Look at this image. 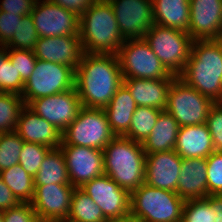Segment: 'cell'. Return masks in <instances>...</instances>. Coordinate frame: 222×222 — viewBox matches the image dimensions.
<instances>
[{
  "instance_id": "cell-1",
  "label": "cell",
  "mask_w": 222,
  "mask_h": 222,
  "mask_svg": "<svg viewBox=\"0 0 222 222\" xmlns=\"http://www.w3.org/2000/svg\"><path fill=\"white\" fill-rule=\"evenodd\" d=\"M122 84L117 55L83 54L75 70V89L82 107L104 109Z\"/></svg>"
},
{
  "instance_id": "cell-2",
  "label": "cell",
  "mask_w": 222,
  "mask_h": 222,
  "mask_svg": "<svg viewBox=\"0 0 222 222\" xmlns=\"http://www.w3.org/2000/svg\"><path fill=\"white\" fill-rule=\"evenodd\" d=\"M178 77L214 102H222V39L193 40L187 64Z\"/></svg>"
},
{
  "instance_id": "cell-3",
  "label": "cell",
  "mask_w": 222,
  "mask_h": 222,
  "mask_svg": "<svg viewBox=\"0 0 222 222\" xmlns=\"http://www.w3.org/2000/svg\"><path fill=\"white\" fill-rule=\"evenodd\" d=\"M84 53L117 55L125 42L108 0H95L79 17Z\"/></svg>"
},
{
  "instance_id": "cell-4",
  "label": "cell",
  "mask_w": 222,
  "mask_h": 222,
  "mask_svg": "<svg viewBox=\"0 0 222 222\" xmlns=\"http://www.w3.org/2000/svg\"><path fill=\"white\" fill-rule=\"evenodd\" d=\"M104 174L129 193L145 181L146 154L142 143L115 136L103 149Z\"/></svg>"
},
{
  "instance_id": "cell-5",
  "label": "cell",
  "mask_w": 222,
  "mask_h": 222,
  "mask_svg": "<svg viewBox=\"0 0 222 222\" xmlns=\"http://www.w3.org/2000/svg\"><path fill=\"white\" fill-rule=\"evenodd\" d=\"M184 203L176 192L144 183L130 193V215L140 222H181Z\"/></svg>"
},
{
  "instance_id": "cell-6",
  "label": "cell",
  "mask_w": 222,
  "mask_h": 222,
  "mask_svg": "<svg viewBox=\"0 0 222 222\" xmlns=\"http://www.w3.org/2000/svg\"><path fill=\"white\" fill-rule=\"evenodd\" d=\"M144 40L171 74L179 76L183 72L193 42L187 32L153 24Z\"/></svg>"
},
{
  "instance_id": "cell-7",
  "label": "cell",
  "mask_w": 222,
  "mask_h": 222,
  "mask_svg": "<svg viewBox=\"0 0 222 222\" xmlns=\"http://www.w3.org/2000/svg\"><path fill=\"white\" fill-rule=\"evenodd\" d=\"M115 136L104 109L82 107L75 120L62 133L61 145L103 150Z\"/></svg>"
},
{
  "instance_id": "cell-8",
  "label": "cell",
  "mask_w": 222,
  "mask_h": 222,
  "mask_svg": "<svg viewBox=\"0 0 222 222\" xmlns=\"http://www.w3.org/2000/svg\"><path fill=\"white\" fill-rule=\"evenodd\" d=\"M75 88V70L67 65L37 59L25 81L21 97L25 105L33 100Z\"/></svg>"
},
{
  "instance_id": "cell-9",
  "label": "cell",
  "mask_w": 222,
  "mask_h": 222,
  "mask_svg": "<svg viewBox=\"0 0 222 222\" xmlns=\"http://www.w3.org/2000/svg\"><path fill=\"white\" fill-rule=\"evenodd\" d=\"M215 102L187 85L178 76L171 83L165 111L182 126L206 123L210 108Z\"/></svg>"
},
{
  "instance_id": "cell-10",
  "label": "cell",
  "mask_w": 222,
  "mask_h": 222,
  "mask_svg": "<svg viewBox=\"0 0 222 222\" xmlns=\"http://www.w3.org/2000/svg\"><path fill=\"white\" fill-rule=\"evenodd\" d=\"M123 78H176L161 63L144 38L129 39L117 54Z\"/></svg>"
},
{
  "instance_id": "cell-11",
  "label": "cell",
  "mask_w": 222,
  "mask_h": 222,
  "mask_svg": "<svg viewBox=\"0 0 222 222\" xmlns=\"http://www.w3.org/2000/svg\"><path fill=\"white\" fill-rule=\"evenodd\" d=\"M30 15L39 38L79 35V16L49 0H37Z\"/></svg>"
},
{
  "instance_id": "cell-12",
  "label": "cell",
  "mask_w": 222,
  "mask_h": 222,
  "mask_svg": "<svg viewBox=\"0 0 222 222\" xmlns=\"http://www.w3.org/2000/svg\"><path fill=\"white\" fill-rule=\"evenodd\" d=\"M80 188L102 209L107 220L130 216V193L108 175L96 177Z\"/></svg>"
},
{
  "instance_id": "cell-13",
  "label": "cell",
  "mask_w": 222,
  "mask_h": 222,
  "mask_svg": "<svg viewBox=\"0 0 222 222\" xmlns=\"http://www.w3.org/2000/svg\"><path fill=\"white\" fill-rule=\"evenodd\" d=\"M124 40L144 38L154 24L152 0H108Z\"/></svg>"
},
{
  "instance_id": "cell-14",
  "label": "cell",
  "mask_w": 222,
  "mask_h": 222,
  "mask_svg": "<svg viewBox=\"0 0 222 222\" xmlns=\"http://www.w3.org/2000/svg\"><path fill=\"white\" fill-rule=\"evenodd\" d=\"M28 107L62 133L75 120L82 104L75 88L33 100Z\"/></svg>"
},
{
  "instance_id": "cell-15",
  "label": "cell",
  "mask_w": 222,
  "mask_h": 222,
  "mask_svg": "<svg viewBox=\"0 0 222 222\" xmlns=\"http://www.w3.org/2000/svg\"><path fill=\"white\" fill-rule=\"evenodd\" d=\"M70 184L75 188L104 174L103 150L75 145H60Z\"/></svg>"
},
{
  "instance_id": "cell-16",
  "label": "cell",
  "mask_w": 222,
  "mask_h": 222,
  "mask_svg": "<svg viewBox=\"0 0 222 222\" xmlns=\"http://www.w3.org/2000/svg\"><path fill=\"white\" fill-rule=\"evenodd\" d=\"M188 34L193 40L222 39V0H189Z\"/></svg>"
},
{
  "instance_id": "cell-17",
  "label": "cell",
  "mask_w": 222,
  "mask_h": 222,
  "mask_svg": "<svg viewBox=\"0 0 222 222\" xmlns=\"http://www.w3.org/2000/svg\"><path fill=\"white\" fill-rule=\"evenodd\" d=\"M181 164L182 158L175 150L146 154L144 183L177 193Z\"/></svg>"
},
{
  "instance_id": "cell-18",
  "label": "cell",
  "mask_w": 222,
  "mask_h": 222,
  "mask_svg": "<svg viewBox=\"0 0 222 222\" xmlns=\"http://www.w3.org/2000/svg\"><path fill=\"white\" fill-rule=\"evenodd\" d=\"M74 189L71 184L34 186L30 204L37 216L66 221Z\"/></svg>"
},
{
  "instance_id": "cell-19",
  "label": "cell",
  "mask_w": 222,
  "mask_h": 222,
  "mask_svg": "<svg viewBox=\"0 0 222 222\" xmlns=\"http://www.w3.org/2000/svg\"><path fill=\"white\" fill-rule=\"evenodd\" d=\"M33 52L37 59L67 65L74 70L84 54L79 35L40 37Z\"/></svg>"
},
{
  "instance_id": "cell-20",
  "label": "cell",
  "mask_w": 222,
  "mask_h": 222,
  "mask_svg": "<svg viewBox=\"0 0 222 222\" xmlns=\"http://www.w3.org/2000/svg\"><path fill=\"white\" fill-rule=\"evenodd\" d=\"M15 132L24 142L41 144L51 149L60 148L62 143V132L27 105L21 110Z\"/></svg>"
},
{
  "instance_id": "cell-21",
  "label": "cell",
  "mask_w": 222,
  "mask_h": 222,
  "mask_svg": "<svg viewBox=\"0 0 222 222\" xmlns=\"http://www.w3.org/2000/svg\"><path fill=\"white\" fill-rule=\"evenodd\" d=\"M175 78L137 79L123 78L137 106L157 108L162 111L167 106L168 90Z\"/></svg>"
},
{
  "instance_id": "cell-22",
  "label": "cell",
  "mask_w": 222,
  "mask_h": 222,
  "mask_svg": "<svg viewBox=\"0 0 222 222\" xmlns=\"http://www.w3.org/2000/svg\"><path fill=\"white\" fill-rule=\"evenodd\" d=\"M206 171V158L182 159L177 194L184 201L207 197Z\"/></svg>"
},
{
  "instance_id": "cell-23",
  "label": "cell",
  "mask_w": 222,
  "mask_h": 222,
  "mask_svg": "<svg viewBox=\"0 0 222 222\" xmlns=\"http://www.w3.org/2000/svg\"><path fill=\"white\" fill-rule=\"evenodd\" d=\"M174 150L182 158H207L215 151L206 123L179 128Z\"/></svg>"
},
{
  "instance_id": "cell-24",
  "label": "cell",
  "mask_w": 222,
  "mask_h": 222,
  "mask_svg": "<svg viewBox=\"0 0 222 222\" xmlns=\"http://www.w3.org/2000/svg\"><path fill=\"white\" fill-rule=\"evenodd\" d=\"M136 109L134 98L128 88L122 84L104 108L111 131L116 136H123L129 130Z\"/></svg>"
},
{
  "instance_id": "cell-25",
  "label": "cell",
  "mask_w": 222,
  "mask_h": 222,
  "mask_svg": "<svg viewBox=\"0 0 222 222\" xmlns=\"http://www.w3.org/2000/svg\"><path fill=\"white\" fill-rule=\"evenodd\" d=\"M154 24L188 32L189 0H152Z\"/></svg>"
},
{
  "instance_id": "cell-26",
  "label": "cell",
  "mask_w": 222,
  "mask_h": 222,
  "mask_svg": "<svg viewBox=\"0 0 222 222\" xmlns=\"http://www.w3.org/2000/svg\"><path fill=\"white\" fill-rule=\"evenodd\" d=\"M179 128L173 116L162 111L150 135L142 143L145 154L174 150Z\"/></svg>"
},
{
  "instance_id": "cell-27",
  "label": "cell",
  "mask_w": 222,
  "mask_h": 222,
  "mask_svg": "<svg viewBox=\"0 0 222 222\" xmlns=\"http://www.w3.org/2000/svg\"><path fill=\"white\" fill-rule=\"evenodd\" d=\"M181 222H222V195L185 201Z\"/></svg>"
},
{
  "instance_id": "cell-28",
  "label": "cell",
  "mask_w": 222,
  "mask_h": 222,
  "mask_svg": "<svg viewBox=\"0 0 222 222\" xmlns=\"http://www.w3.org/2000/svg\"><path fill=\"white\" fill-rule=\"evenodd\" d=\"M70 184L66 161L61 148L51 149L34 176V186Z\"/></svg>"
},
{
  "instance_id": "cell-29",
  "label": "cell",
  "mask_w": 222,
  "mask_h": 222,
  "mask_svg": "<svg viewBox=\"0 0 222 222\" xmlns=\"http://www.w3.org/2000/svg\"><path fill=\"white\" fill-rule=\"evenodd\" d=\"M65 222H108L102 209L81 188H75Z\"/></svg>"
},
{
  "instance_id": "cell-30",
  "label": "cell",
  "mask_w": 222,
  "mask_h": 222,
  "mask_svg": "<svg viewBox=\"0 0 222 222\" xmlns=\"http://www.w3.org/2000/svg\"><path fill=\"white\" fill-rule=\"evenodd\" d=\"M0 176L20 203H30L34 196V177L18 163L2 170Z\"/></svg>"
},
{
  "instance_id": "cell-31",
  "label": "cell",
  "mask_w": 222,
  "mask_h": 222,
  "mask_svg": "<svg viewBox=\"0 0 222 222\" xmlns=\"http://www.w3.org/2000/svg\"><path fill=\"white\" fill-rule=\"evenodd\" d=\"M161 112L162 110L157 108L137 106L132 115L129 130L123 136L135 142L143 143L150 135Z\"/></svg>"
},
{
  "instance_id": "cell-32",
  "label": "cell",
  "mask_w": 222,
  "mask_h": 222,
  "mask_svg": "<svg viewBox=\"0 0 222 222\" xmlns=\"http://www.w3.org/2000/svg\"><path fill=\"white\" fill-rule=\"evenodd\" d=\"M25 102L21 95L0 92V134L15 131Z\"/></svg>"
},
{
  "instance_id": "cell-33",
  "label": "cell",
  "mask_w": 222,
  "mask_h": 222,
  "mask_svg": "<svg viewBox=\"0 0 222 222\" xmlns=\"http://www.w3.org/2000/svg\"><path fill=\"white\" fill-rule=\"evenodd\" d=\"M23 143L15 131L0 134V172L19 163Z\"/></svg>"
},
{
  "instance_id": "cell-34",
  "label": "cell",
  "mask_w": 222,
  "mask_h": 222,
  "mask_svg": "<svg viewBox=\"0 0 222 222\" xmlns=\"http://www.w3.org/2000/svg\"><path fill=\"white\" fill-rule=\"evenodd\" d=\"M39 35L35 28L32 16H23V19L18 24L15 34L11 41L5 46L7 49H23L33 51Z\"/></svg>"
},
{
  "instance_id": "cell-35",
  "label": "cell",
  "mask_w": 222,
  "mask_h": 222,
  "mask_svg": "<svg viewBox=\"0 0 222 222\" xmlns=\"http://www.w3.org/2000/svg\"><path fill=\"white\" fill-rule=\"evenodd\" d=\"M50 150L51 148L41 144L24 142L19 157V164L28 174L34 177L44 157Z\"/></svg>"
},
{
  "instance_id": "cell-36",
  "label": "cell",
  "mask_w": 222,
  "mask_h": 222,
  "mask_svg": "<svg viewBox=\"0 0 222 222\" xmlns=\"http://www.w3.org/2000/svg\"><path fill=\"white\" fill-rule=\"evenodd\" d=\"M207 196L222 195V152L214 151L207 158Z\"/></svg>"
},
{
  "instance_id": "cell-37",
  "label": "cell",
  "mask_w": 222,
  "mask_h": 222,
  "mask_svg": "<svg viewBox=\"0 0 222 222\" xmlns=\"http://www.w3.org/2000/svg\"><path fill=\"white\" fill-rule=\"evenodd\" d=\"M25 82L7 57L1 65L0 92L22 95Z\"/></svg>"
},
{
  "instance_id": "cell-38",
  "label": "cell",
  "mask_w": 222,
  "mask_h": 222,
  "mask_svg": "<svg viewBox=\"0 0 222 222\" xmlns=\"http://www.w3.org/2000/svg\"><path fill=\"white\" fill-rule=\"evenodd\" d=\"M7 57L25 82L35 69L37 58L31 50L7 49Z\"/></svg>"
},
{
  "instance_id": "cell-39",
  "label": "cell",
  "mask_w": 222,
  "mask_h": 222,
  "mask_svg": "<svg viewBox=\"0 0 222 222\" xmlns=\"http://www.w3.org/2000/svg\"><path fill=\"white\" fill-rule=\"evenodd\" d=\"M206 125L212 136L215 151L222 152V102H215L210 108Z\"/></svg>"
},
{
  "instance_id": "cell-40",
  "label": "cell",
  "mask_w": 222,
  "mask_h": 222,
  "mask_svg": "<svg viewBox=\"0 0 222 222\" xmlns=\"http://www.w3.org/2000/svg\"><path fill=\"white\" fill-rule=\"evenodd\" d=\"M23 16L0 11V45L6 46L15 34Z\"/></svg>"
},
{
  "instance_id": "cell-41",
  "label": "cell",
  "mask_w": 222,
  "mask_h": 222,
  "mask_svg": "<svg viewBox=\"0 0 222 222\" xmlns=\"http://www.w3.org/2000/svg\"><path fill=\"white\" fill-rule=\"evenodd\" d=\"M3 222H33L37 216L30 203H19L16 207L2 211Z\"/></svg>"
},
{
  "instance_id": "cell-42",
  "label": "cell",
  "mask_w": 222,
  "mask_h": 222,
  "mask_svg": "<svg viewBox=\"0 0 222 222\" xmlns=\"http://www.w3.org/2000/svg\"><path fill=\"white\" fill-rule=\"evenodd\" d=\"M37 0H2L0 1V11L17 14L18 16L29 15Z\"/></svg>"
},
{
  "instance_id": "cell-43",
  "label": "cell",
  "mask_w": 222,
  "mask_h": 222,
  "mask_svg": "<svg viewBox=\"0 0 222 222\" xmlns=\"http://www.w3.org/2000/svg\"><path fill=\"white\" fill-rule=\"evenodd\" d=\"M52 3L58 4L69 11L74 12L79 17L95 0H49Z\"/></svg>"
},
{
  "instance_id": "cell-44",
  "label": "cell",
  "mask_w": 222,
  "mask_h": 222,
  "mask_svg": "<svg viewBox=\"0 0 222 222\" xmlns=\"http://www.w3.org/2000/svg\"><path fill=\"white\" fill-rule=\"evenodd\" d=\"M20 202L13 195L10 188L3 182L0 176V211L16 207Z\"/></svg>"
},
{
  "instance_id": "cell-45",
  "label": "cell",
  "mask_w": 222,
  "mask_h": 222,
  "mask_svg": "<svg viewBox=\"0 0 222 222\" xmlns=\"http://www.w3.org/2000/svg\"><path fill=\"white\" fill-rule=\"evenodd\" d=\"M108 222H140V221L130 215L125 218L111 219V220H108Z\"/></svg>"
},
{
  "instance_id": "cell-46",
  "label": "cell",
  "mask_w": 222,
  "mask_h": 222,
  "mask_svg": "<svg viewBox=\"0 0 222 222\" xmlns=\"http://www.w3.org/2000/svg\"><path fill=\"white\" fill-rule=\"evenodd\" d=\"M7 58V48L3 45H0V72L1 65H3V61Z\"/></svg>"
},
{
  "instance_id": "cell-47",
  "label": "cell",
  "mask_w": 222,
  "mask_h": 222,
  "mask_svg": "<svg viewBox=\"0 0 222 222\" xmlns=\"http://www.w3.org/2000/svg\"><path fill=\"white\" fill-rule=\"evenodd\" d=\"M33 222H65V221L36 216Z\"/></svg>"
},
{
  "instance_id": "cell-48",
  "label": "cell",
  "mask_w": 222,
  "mask_h": 222,
  "mask_svg": "<svg viewBox=\"0 0 222 222\" xmlns=\"http://www.w3.org/2000/svg\"><path fill=\"white\" fill-rule=\"evenodd\" d=\"M0 222H3V215H2V211H0Z\"/></svg>"
}]
</instances>
